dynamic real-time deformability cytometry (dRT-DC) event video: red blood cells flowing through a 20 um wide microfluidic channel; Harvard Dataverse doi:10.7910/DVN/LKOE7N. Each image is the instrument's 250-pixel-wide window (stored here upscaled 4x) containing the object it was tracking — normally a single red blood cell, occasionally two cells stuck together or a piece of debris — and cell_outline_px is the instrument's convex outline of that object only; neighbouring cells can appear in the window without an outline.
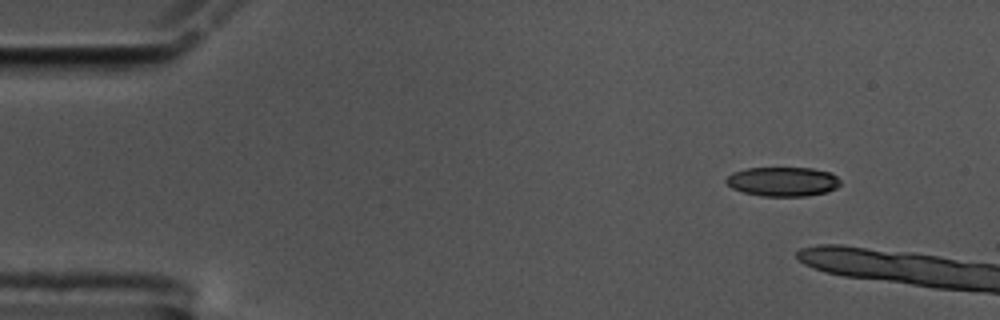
{"species": "common noctule bat (a hibernating species)", "species_latin": "Nyctalus noctula", "temperature_condition": "cold", "stored_images_in_passage": 5, "camera_frame_rate_fps": 3000, "um_per_image_px": 0.085, "animal": {"sex": "male", "body_mass_g": 17.5, "forearm_length_mm": 52.3}, "frame": {"image": 1, "passage_image": 1, "time_ms": 0.0, "image_size_px": [1000, 320], "cell_outline_px": [[840, 184], [836, 188], [828, 192], [808, 196], [760, 196], [744, 192], [732, 188], [724, 180], [732, 172], [748, 168], [812, 168], [828, 172], [836, 176], [840, 180]], "centroid_in_image_um": [66.54, 15.44], "position_along_channel_um": 18.5, "area_um2": 19.54}}